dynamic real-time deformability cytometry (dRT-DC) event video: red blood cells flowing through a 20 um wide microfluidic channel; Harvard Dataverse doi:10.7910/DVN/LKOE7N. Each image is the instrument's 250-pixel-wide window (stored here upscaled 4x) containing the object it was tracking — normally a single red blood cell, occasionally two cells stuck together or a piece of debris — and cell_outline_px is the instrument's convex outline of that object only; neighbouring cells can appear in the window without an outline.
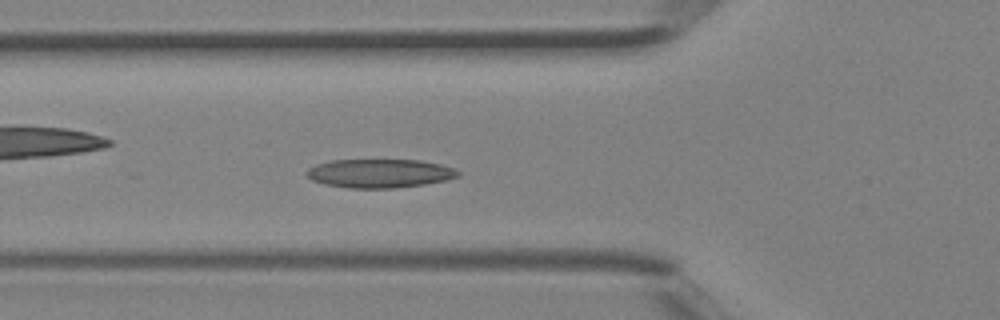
{"species": "Egyptian fruit bat (a non-hibernating species)", "species_latin": "Rousettus aegyptiacus", "temperature_condition": "room temperature", "stored_images_in_passage": 38, "camera_frame_rate_fps": 3000, "um_per_image_px": 0.085, "animal": {"sex": "female"}, "frame": {"image": 1, "passage_image": 13, "time_ms": 4.0, "image_size_px": [1000, 320], "cell_outline_px": [[460, 176], [448, 180], [424, 184], [392, 188], [348, 188], [324, 184], [312, 180], [304, 172], [308, 168], [316, 164], [332, 160], [420, 160], [440, 164], [452, 168], [460, 172]], "centroid_in_image_um": [32.26, 14.73], "position_along_channel_um": 93.5, "area_um2": 25.37}}
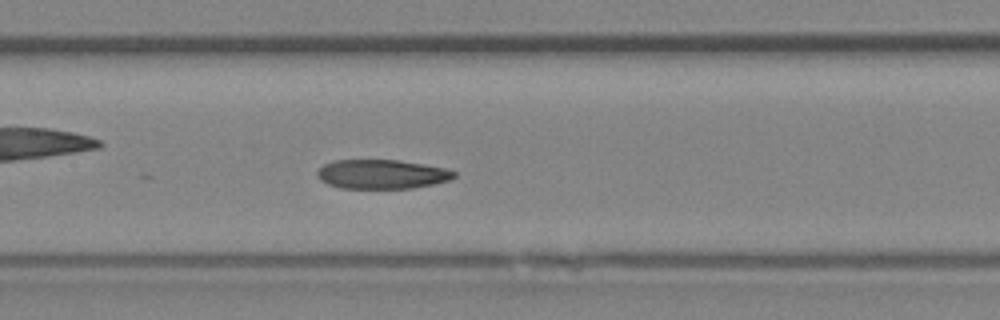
{"frame": {"image": 2, "passage_image": 18, "time_ms": 5.667, "image_size_px": [1000, 320], "cell_outline_px": [[456, 176], [448, 180], [432, 184], [412, 188], [340, 188], [328, 184], [320, 180], [316, 176], [316, 172], [324, 164], [332, 160], [396, 160], [444, 168], [456, 172]], "centroid_in_image_um": [32.39, 14.81], "position_along_channel_um": 175.0, "area_um2": 23.12}}
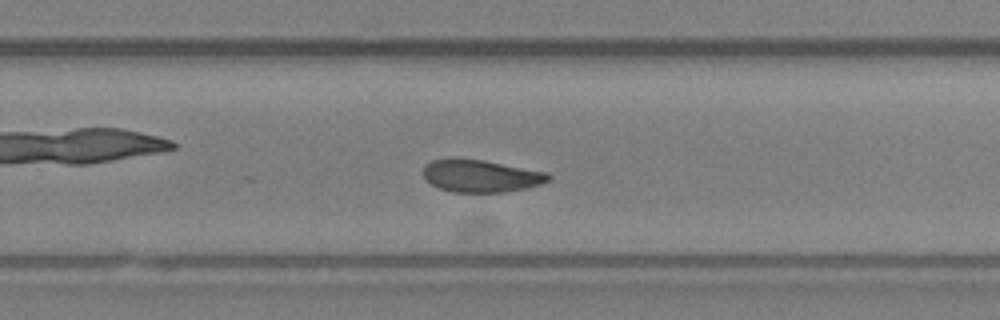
{"frame": {"image": 3, "passage_image": 25, "time_ms": 8.0, "image_size_px": [1000, 320], "cell_outline_px": [[552, 176], [548, 180], [540, 184], [528, 188], [504, 192], [452, 192], [440, 188], [432, 184], [424, 176], [424, 164], [432, 160], [448, 156], [452, 156], [484, 160], [548, 172]], "centroid_in_image_um": [40.85, 14.92], "position_along_channel_um": 288.9, "area_um2": 24.04}}